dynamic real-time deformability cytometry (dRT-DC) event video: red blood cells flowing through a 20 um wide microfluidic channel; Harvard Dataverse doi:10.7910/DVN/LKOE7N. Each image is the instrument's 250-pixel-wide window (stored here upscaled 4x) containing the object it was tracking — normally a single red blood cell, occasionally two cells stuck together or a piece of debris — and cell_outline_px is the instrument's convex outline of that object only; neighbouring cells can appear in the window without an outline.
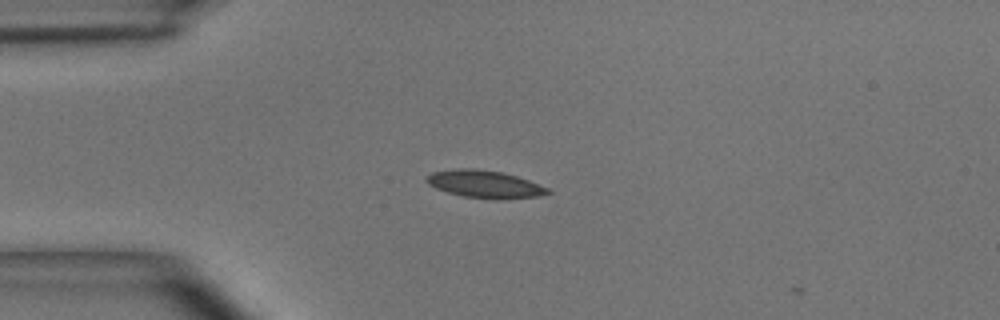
{"species": "common noctule bat (a hibernating species)", "species_latin": "Nyctalus noctula", "temperature_condition": "room temperature", "stored_images_in_passage": 3, "camera_frame_rate_fps": 3000, "um_per_image_px": 0.085, "animal": {"sex": "male", "body_mass_g": 15.6}, "frame": {"image": 1, "passage_image": 1, "time_ms": 0.0, "image_size_px": [1000, 320], "cell_outline_px": [[552, 192], [536, 196], [464, 196], [448, 192], [436, 188], [428, 184], [424, 180], [424, 176], [432, 172], [460, 168], [476, 168], [500, 172], [516, 176], [528, 180], [548, 188]], "centroid_in_image_um": [41.08, 15.58], "position_along_channel_um": 43.9, "area_um2": 18.32}}